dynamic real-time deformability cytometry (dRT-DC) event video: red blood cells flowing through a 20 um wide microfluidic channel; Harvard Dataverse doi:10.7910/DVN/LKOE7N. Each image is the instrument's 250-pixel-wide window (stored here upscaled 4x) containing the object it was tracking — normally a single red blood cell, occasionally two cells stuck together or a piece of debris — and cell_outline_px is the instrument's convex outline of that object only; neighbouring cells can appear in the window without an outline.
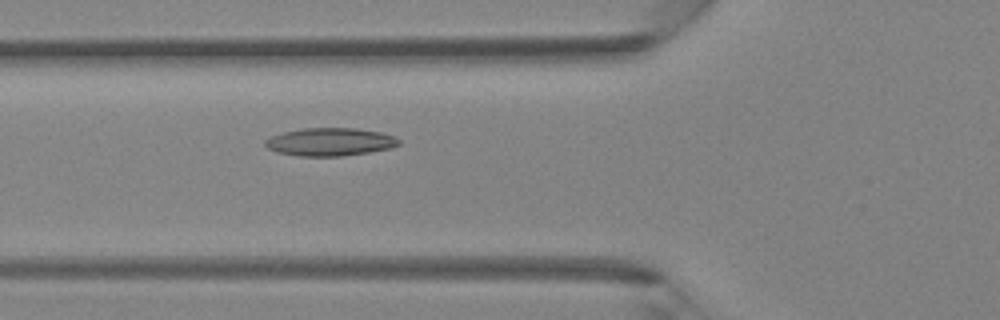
{"species": "Egyptian fruit bat (a non-hibernating species)", "species_latin": "Rousettus aegyptiacus", "temperature_condition": "room temperature", "stored_images_in_passage": 44, "camera_frame_rate_fps": 3000, "um_per_image_px": 0.085, "animal": {"sex": "female"}, "frame": {"image": 1, "passage_image": 17, "time_ms": 5.333, "image_size_px": [1000, 320], "cell_outline_px": [[400, 144], [392, 148], [368, 152], [340, 156], [296, 156], [276, 152], [268, 148], [264, 144], [264, 140], [272, 136], [284, 132], [304, 128], [352, 128], [380, 132], [392, 136], [400, 140]], "centroid_in_image_um": [28.03, 12.07], "position_along_channel_um": 97.8, "area_um2": 21.68}}
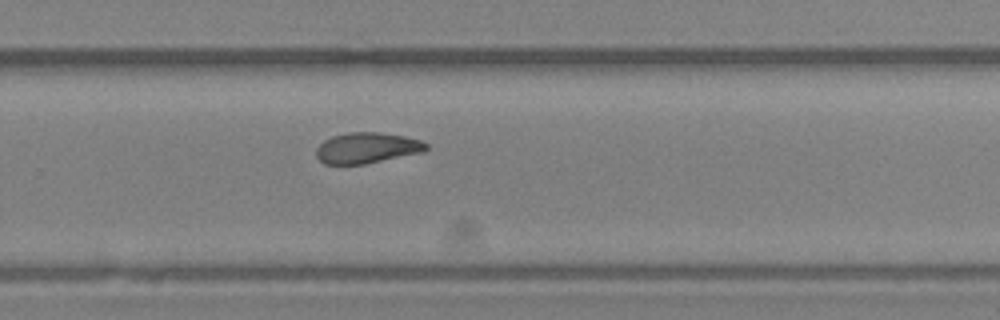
{"frame": {"image": 2, "passage_image": 30, "time_ms": 9.667, "image_size_px": [1000, 320], "cell_outline_px": [[428, 148], [424, 152], [364, 164], [324, 164], [316, 156], [316, 148], [324, 140], [332, 136], [348, 132], [380, 132], [404, 136], [420, 140], [428, 144]], "centroid_in_image_um": [31.19, 12.57], "position_along_channel_um": 298.6, "area_um2": 19.77}}
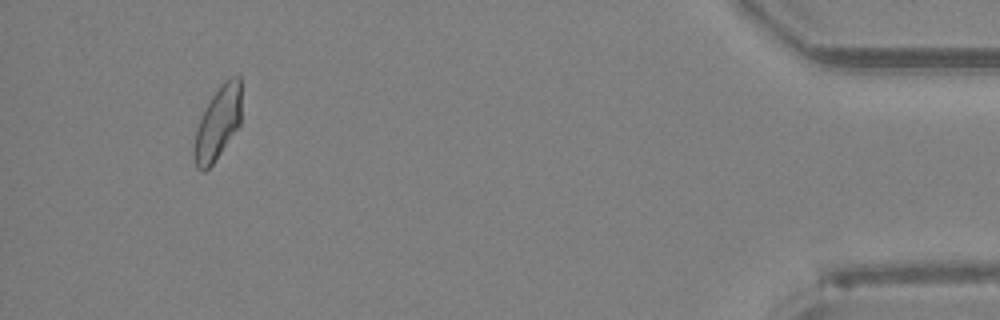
{"frame": {"image": 3, "passage_image": 42, "time_ms": 13.667, "image_size_px": [1000, 320], "cell_outline_px": [[240, 124], [212, 164], [204, 172], [196, 168], [192, 152], [192, 148], [196, 128], [212, 96], [220, 84], [228, 76], [240, 76]], "centroid_in_image_um": [18.48, 10.47], "position_along_channel_um": 416.7, "area_um2": 19.94}}